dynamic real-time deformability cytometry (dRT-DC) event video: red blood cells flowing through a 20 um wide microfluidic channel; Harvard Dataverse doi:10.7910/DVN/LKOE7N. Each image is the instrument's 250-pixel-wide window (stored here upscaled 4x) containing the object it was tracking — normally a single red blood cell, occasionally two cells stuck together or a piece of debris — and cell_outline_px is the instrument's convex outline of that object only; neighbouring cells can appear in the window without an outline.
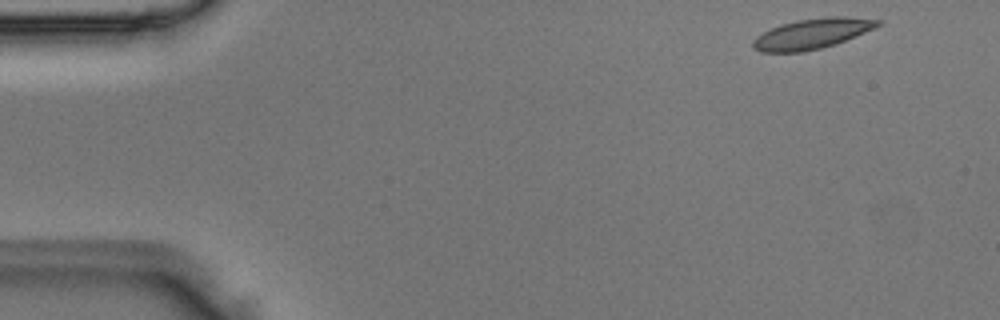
{"species": "Egyptian fruit bat (a non-hibernating species)", "species_latin": "Rousettus aegyptiacus", "temperature_condition": "room temperature", "stored_images_in_passage": 4, "camera_frame_rate_fps": 3000, "um_per_image_px": 0.085, "animal": {"sex": "male"}, "frame": {"image": 1, "passage_image": 1, "time_ms": 0.0, "image_size_px": [1000, 320], "cell_outline_px": [[884, 20], [876, 28], [844, 40], [820, 48], [804, 52], [760, 52], [752, 48], [752, 40], [756, 36], [780, 24], [800, 20], [828, 16], [844, 16]], "centroid_in_image_um": [69.02, 2.86], "position_along_channel_um": 16.0, "area_um2": 21.91}}
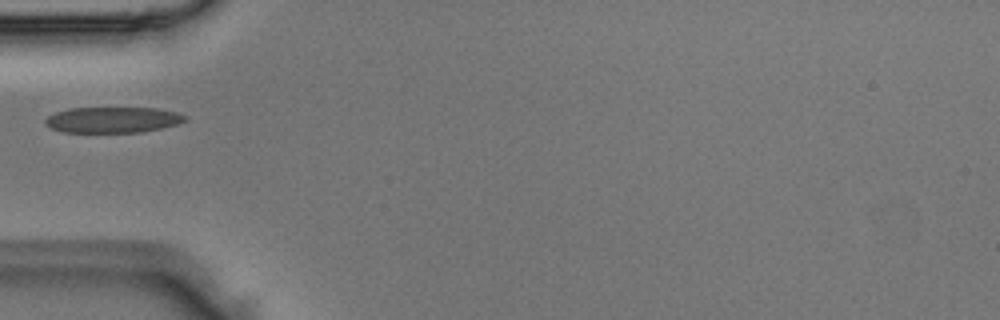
{"frame": {"image": 2, "passage_image": 4, "time_ms": 1.0, "image_size_px": [1000, 320], "cell_outline_px": [[188, 120], [176, 124], [160, 128], [140, 132], [64, 132], [52, 128], [44, 124], [44, 120], [48, 116], [56, 112], [68, 108], [156, 108], [176, 112], [188, 116]], "centroid_in_image_um": [9.58, 10.18], "position_along_channel_um": 75.4, "area_um2": 20.98}}